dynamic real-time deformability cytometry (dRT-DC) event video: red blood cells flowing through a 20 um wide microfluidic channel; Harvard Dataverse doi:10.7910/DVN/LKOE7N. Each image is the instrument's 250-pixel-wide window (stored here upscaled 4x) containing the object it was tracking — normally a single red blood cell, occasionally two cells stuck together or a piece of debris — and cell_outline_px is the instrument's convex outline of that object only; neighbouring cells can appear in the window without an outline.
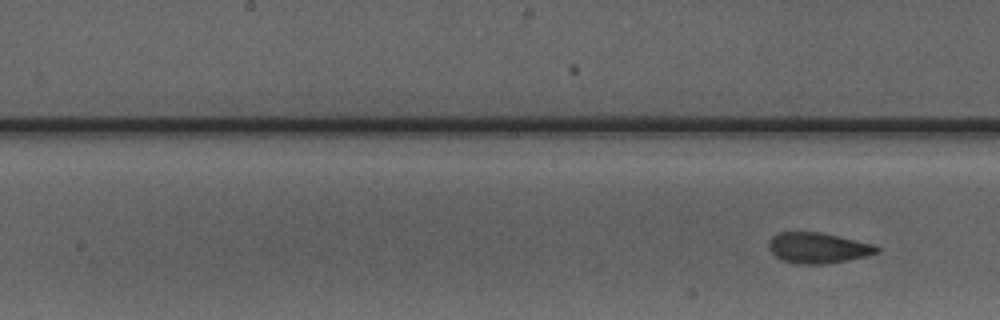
{"species": "Egyptian fruit bat (a non-hibernating species)", "species_latin": "Rousettus aegyptiacus", "temperature_condition": "warm", "stored_images_in_passage": 9, "segment_of_instrument_passage": [2, 2], "camera_frame_rate_fps": 3000, "um_per_image_px": 0.085, "animal": {"sex": "male"}, "frame": {"image": 1, "passage_image": 9, "time_ms": 11.0, "image_size_px": [1000, 320], "cell_outline_px": [[880, 252], [868, 256], [848, 260], [824, 264], [800, 264], [784, 260], [776, 256], [768, 248], [768, 240], [772, 236], [780, 232], [820, 232], [872, 244], [880, 248]], "centroid_in_image_um": [69.53, 21.07], "position_along_channel_um": 178.7, "area_um2": 19.19}}